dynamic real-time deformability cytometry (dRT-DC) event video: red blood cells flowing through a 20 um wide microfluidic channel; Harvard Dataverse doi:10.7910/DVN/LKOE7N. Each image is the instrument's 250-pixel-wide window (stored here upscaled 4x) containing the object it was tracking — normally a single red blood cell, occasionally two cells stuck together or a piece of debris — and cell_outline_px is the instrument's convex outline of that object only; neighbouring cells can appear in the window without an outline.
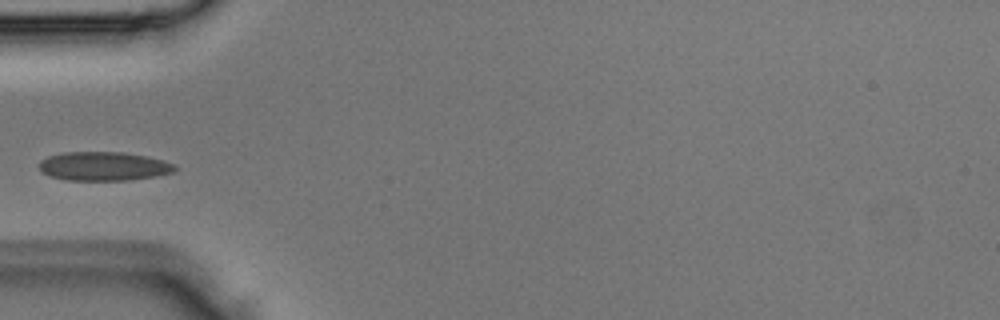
{"species": "Egyptian fruit bat (a non-hibernating species)", "species_latin": "Rousettus aegyptiacus", "temperature_condition": "room temperature", "stored_images_in_passage": 4, "camera_frame_rate_fps": 3000, "um_per_image_px": 0.085, "animal": {"sex": "male"}, "frame": {"image": 1, "passage_image": 4, "time_ms": 1.0, "image_size_px": [1000, 320], "cell_outline_px": [[176, 168], [172, 172], [156, 176], [128, 180], [64, 180], [52, 176], [44, 172], [40, 168], [40, 160], [48, 156], [64, 152], [120, 152], [148, 156], [164, 160], [176, 164]], "centroid_in_image_um": [8.84, 14.12], "position_along_channel_um": 76.2, "area_um2": 22.77}}